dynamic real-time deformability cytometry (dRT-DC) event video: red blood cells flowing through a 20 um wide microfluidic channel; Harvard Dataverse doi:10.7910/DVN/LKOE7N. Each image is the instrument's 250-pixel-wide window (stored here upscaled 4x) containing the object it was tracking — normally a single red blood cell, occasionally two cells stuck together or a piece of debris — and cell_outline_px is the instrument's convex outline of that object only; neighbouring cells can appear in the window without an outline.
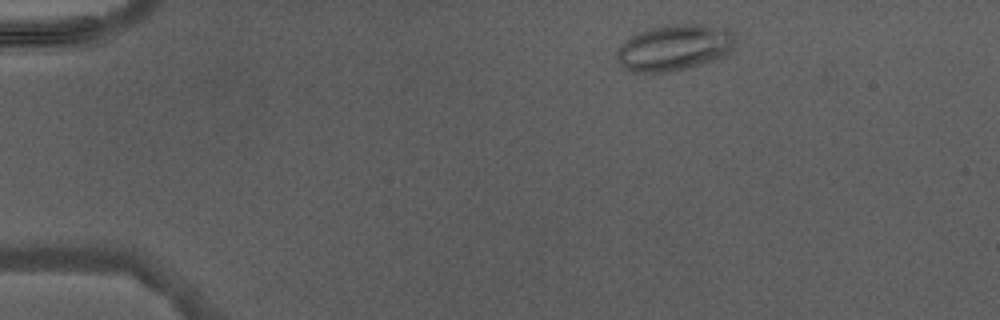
{"species": "Egyptian fruit bat (a non-hibernating species)", "species_latin": "Rousettus aegyptiacus", "temperature_condition": "warm", "stored_images_in_passage": 3, "camera_frame_rate_fps": 3000, "um_per_image_px": 0.085, "animal": {"sex": "male"}, "frame": {"image": 1, "passage_image": 1, "time_ms": 0.0, "image_size_px": [1000, 320], "cell_outline_px": [[736, 48], [732, 52], [724, 56], [712, 60], [684, 68], [668, 72], [632, 72], [624, 68], [616, 60], [616, 48], [620, 44], [636, 32], [668, 24], [700, 24], [728, 28], [736, 32]], "centroid_in_image_um": [57.34, 4.02], "position_along_channel_um": 27.7, "area_um2": 32.37}}